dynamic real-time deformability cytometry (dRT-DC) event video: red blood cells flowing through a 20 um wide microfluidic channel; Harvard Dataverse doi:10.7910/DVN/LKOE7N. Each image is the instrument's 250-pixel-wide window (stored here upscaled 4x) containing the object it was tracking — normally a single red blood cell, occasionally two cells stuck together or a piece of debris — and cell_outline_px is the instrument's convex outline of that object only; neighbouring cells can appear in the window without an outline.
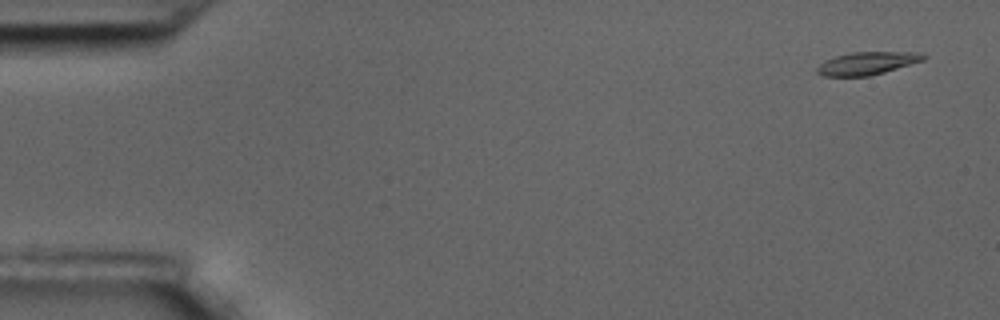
{"species": "common noctule bat (a hibernating species)", "species_latin": "Nyctalus noctula", "temperature_condition": "room temperature", "stored_images_in_passage": 11, "camera_frame_rate_fps": 3000, "um_per_image_px": 0.085, "animal": {"sex": "male", "body_mass_g": 17.5, "forearm_length_mm": 52.3}, "frame": {"image": 1, "passage_image": 1, "time_ms": 0.0, "image_size_px": [1000, 320], "cell_outline_px": [[928, 56], [924, 60], [884, 72], [868, 76], [824, 76], [816, 72], [816, 68], [824, 60], [836, 56], [852, 52], [916, 52]], "centroid_in_image_um": [73.69, 5.37], "position_along_channel_um": 11.3, "area_um2": 14.05}}
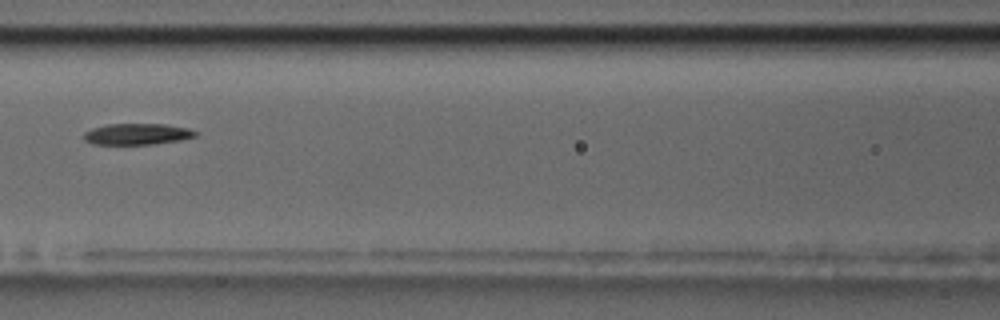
{"frame": {"image": 2, "passage_image": 7, "time_ms": 2.0, "image_size_px": [1000, 320], "cell_outline_px": [[200, 132], [196, 136], [180, 140], [152, 144], [92, 144], [84, 140], [84, 132], [92, 128], [108, 124], [164, 124], [188, 128]], "centroid_in_image_um": [11.67, 11.39], "position_along_channel_um": 154.9, "area_um2": 13.81}}
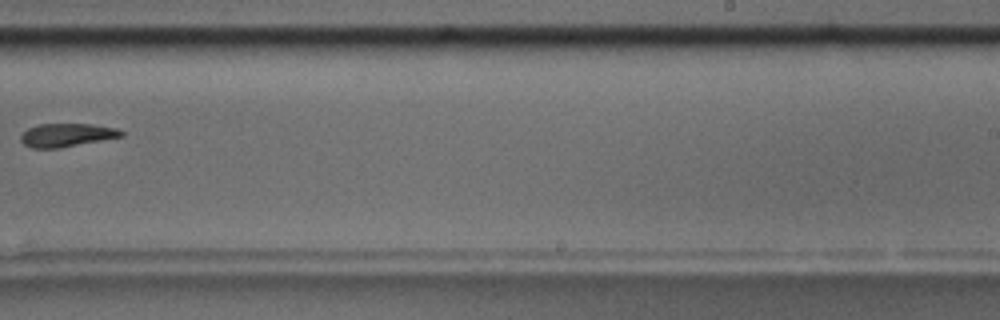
{"frame": {"image": 3, "passage_image": 10, "time_ms": 3.0, "image_size_px": [1000, 320], "cell_outline_px": [[124, 136], [60, 148], [32, 148], [24, 144], [20, 140], [20, 136], [28, 128], [40, 124], [92, 124], [116, 128], [124, 132]], "centroid_in_image_um": [5.68, 11.48], "position_along_channel_um": 283.3, "area_um2": 13.64}}